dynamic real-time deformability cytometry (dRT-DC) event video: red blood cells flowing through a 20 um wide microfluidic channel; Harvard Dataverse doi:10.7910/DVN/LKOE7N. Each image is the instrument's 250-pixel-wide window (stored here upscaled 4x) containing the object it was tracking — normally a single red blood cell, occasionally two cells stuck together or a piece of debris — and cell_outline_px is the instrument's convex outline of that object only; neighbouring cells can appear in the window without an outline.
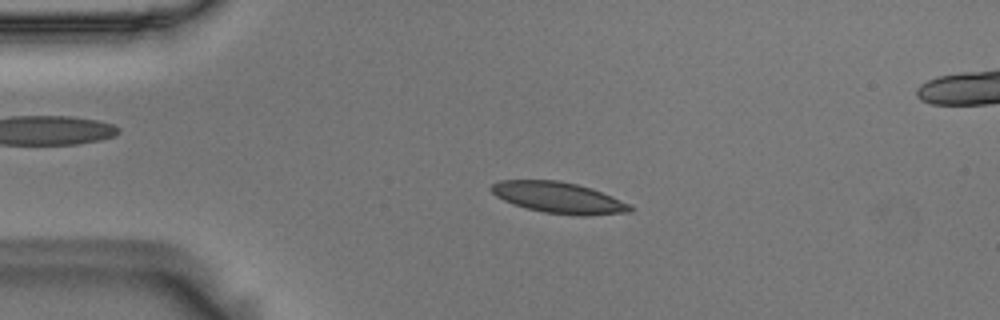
{"species": "Egyptian fruit bat (a non-hibernating species)", "species_latin": "Rousettus aegyptiacus", "temperature_condition": "room temperature", "stored_images_in_passage": 52, "camera_frame_rate_fps": 3000, "um_per_image_px": 0.085, "animal": {"sex": "male"}, "frame": {"image": 1, "passage_image": 8, "time_ms": 2.333, "image_size_px": [1000, 320], "cell_outline_px": [[632, 212], [588, 216], [580, 216], [544, 212], [512, 204], [496, 196], [488, 188], [492, 184], [500, 180], [560, 180], [576, 184], [612, 196], [632, 204]], "centroid_in_image_um": [47.49, 16.8], "position_along_channel_um": 37.5, "area_um2": 25.2}}
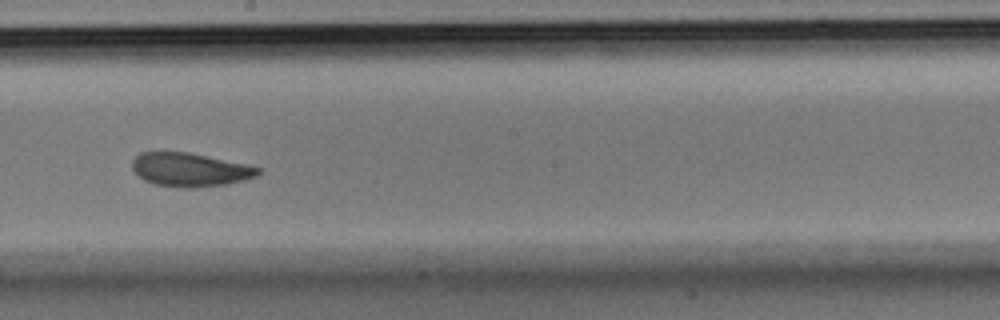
{"frame": {"image": 2, "passage_image": 27, "time_ms": 8.667, "image_size_px": [1000, 320], "cell_outline_px": [[260, 172], [256, 176], [244, 180], [228, 184], [196, 188], [176, 188], [152, 184], [144, 180], [132, 168], [132, 160], [140, 152], [188, 152], [248, 164], [260, 168]], "centroid_in_image_um": [16.15, 14.44], "position_along_channel_um": 232.1, "area_um2": 24.91}}
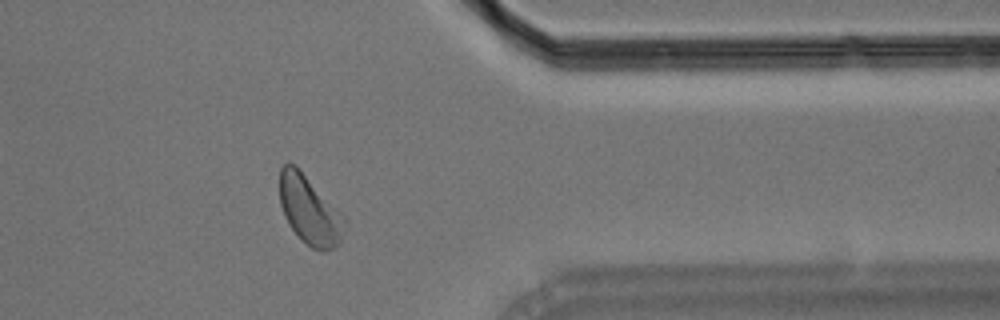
{"frame": {"image": 3, "passage_image": 41, "time_ms": 13.333, "image_size_px": [1000, 320], "cell_outline_px": [[348, 224], [340, 240], [332, 248], [324, 252], [312, 248], [292, 228], [280, 204], [280, 168], [284, 164], [292, 164], [348, 220]], "centroid_in_image_um": [26.34, 17.92], "position_along_channel_um": 385.1, "area_um2": 24.8}, "authors_computed_cell_mechanics": {"area_um2": 25.3164, "velocity_mm_per_s": 3.5771, "shape_relaxation_time_tau1_ms": 2.8543, "shape_relaxation_time_tau2_ms": 2.1475, "deformation_change_tau1": 0.1103, "deformation_change_tau2": 0.0891}}